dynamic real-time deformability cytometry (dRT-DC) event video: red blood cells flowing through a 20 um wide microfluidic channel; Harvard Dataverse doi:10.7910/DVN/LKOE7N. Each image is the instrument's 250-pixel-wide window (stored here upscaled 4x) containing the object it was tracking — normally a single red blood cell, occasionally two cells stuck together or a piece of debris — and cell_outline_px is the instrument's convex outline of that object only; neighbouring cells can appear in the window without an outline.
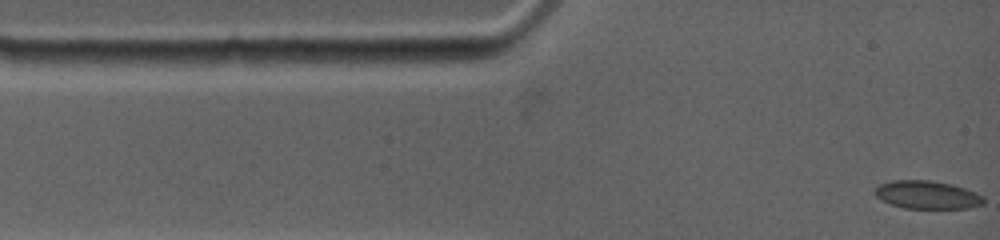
{"species": "common noctule bat (a hibernating species)", "species_latin": "Nyctalus noctula", "temperature_condition": "warm", "stored_images_in_passage": 39, "camera_frame_rate_fps": 4500, "um_per_image_px": 0.085, "animal": {"sex": "female", "body_mass_g": 19.0, "forearm_length_mm": 53.3}, "frame": {"image": 1, "passage_image": 1, "time_ms": 0.0, "image_size_px": [1000, 240], "cell_outline_px": [[984, 204], [968, 208], [904, 208], [892, 204], [876, 196], [876, 188], [880, 184], [892, 180], [932, 180], [952, 184], [964, 188], [984, 196]], "centroid_in_image_um": [78.85, 16.55], "position_along_channel_um": 6.2, "area_um2": 17.63}}
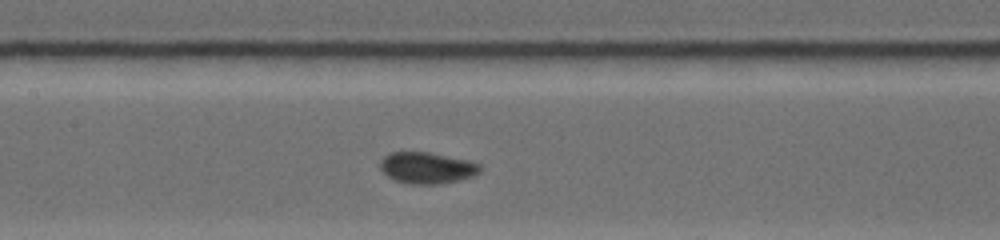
{"frame": {"image": 2, "passage_image": 17, "time_ms": 5.556, "image_size_px": [1000, 240], "cell_outline_px": [[480, 172], [472, 176], [440, 184], [412, 184], [396, 180], [388, 176], [380, 168], [380, 160], [388, 152], [432, 152], [472, 160], [480, 164]], "centroid_in_image_um": [36.31, 14.24], "position_along_channel_um": 171.1, "area_um2": 18.38}}
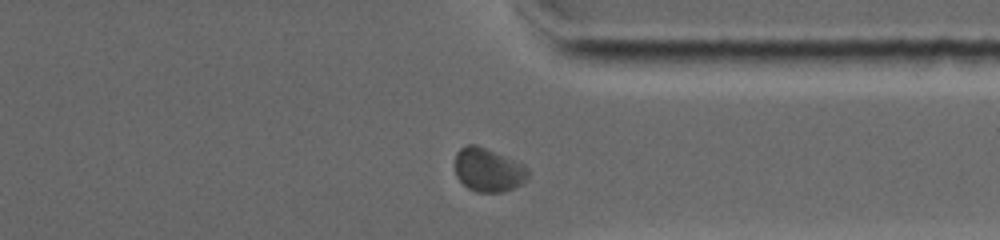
{"frame": {"image": 3, "passage_image": 34, "time_ms": 10.889, "image_size_px": [1000, 240], "cell_outline_px": [[528, 176], [520, 184], [504, 192], [476, 192], [468, 188], [456, 176], [456, 152], [460, 148], [468, 144], [476, 144], [524, 164], [528, 168]], "centroid_in_image_um": [41.49, 14.44], "position_along_channel_um": 369.9, "area_um2": 18.44}, "authors_computed_cell_mechanics": {"area_um2": 18.207, "velocity_mm_per_s": 3.7479, "shape_relaxation_time_tau1_ms": 6.1969, "shape_relaxation_time_tau2_ms": 0.7043, "deformation_change_tau1": 0.1308, "deformation_change_tau2": 0.0408}}